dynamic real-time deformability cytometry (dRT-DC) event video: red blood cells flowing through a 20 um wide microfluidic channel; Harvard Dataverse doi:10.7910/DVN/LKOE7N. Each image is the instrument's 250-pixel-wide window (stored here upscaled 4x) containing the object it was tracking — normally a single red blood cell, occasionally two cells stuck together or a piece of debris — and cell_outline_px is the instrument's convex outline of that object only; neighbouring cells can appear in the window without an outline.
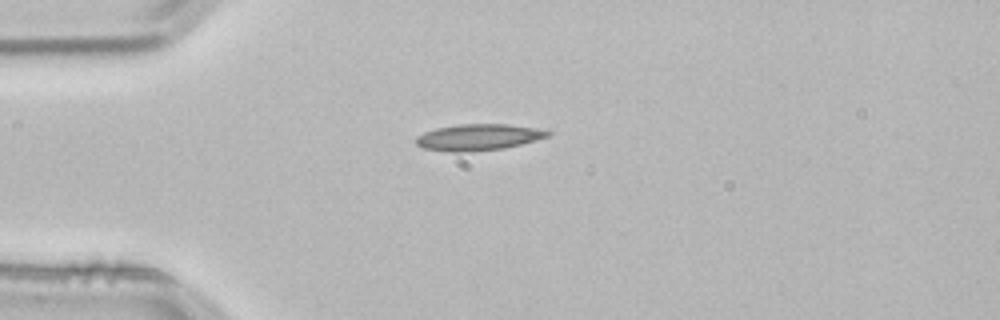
{"species": "common noctule bat (a hibernating species)", "species_latin": "Nyctalus noctula", "temperature_condition": "room temperature", "stored_images_in_passage": 1, "camera_frame_rate_fps": 3000, "um_per_image_px": 0.085, "animal": {"sex": "male", "body_mass_g": 21.5, "forearm_length_mm": 52.0}, "frame": {"image": 1, "passage_image": 1, "time_ms": 0.0, "image_size_px": [1000, 320], "cell_outline_px": [[552, 136], [504, 148], [472, 152], [448, 152], [424, 148], [416, 144], [416, 136], [424, 132], [436, 128], [460, 124], [508, 124], [536, 128], [552, 132]], "centroid_in_image_um": [40.67, 11.67], "position_along_channel_um": 44.3, "area_um2": 20.35}}